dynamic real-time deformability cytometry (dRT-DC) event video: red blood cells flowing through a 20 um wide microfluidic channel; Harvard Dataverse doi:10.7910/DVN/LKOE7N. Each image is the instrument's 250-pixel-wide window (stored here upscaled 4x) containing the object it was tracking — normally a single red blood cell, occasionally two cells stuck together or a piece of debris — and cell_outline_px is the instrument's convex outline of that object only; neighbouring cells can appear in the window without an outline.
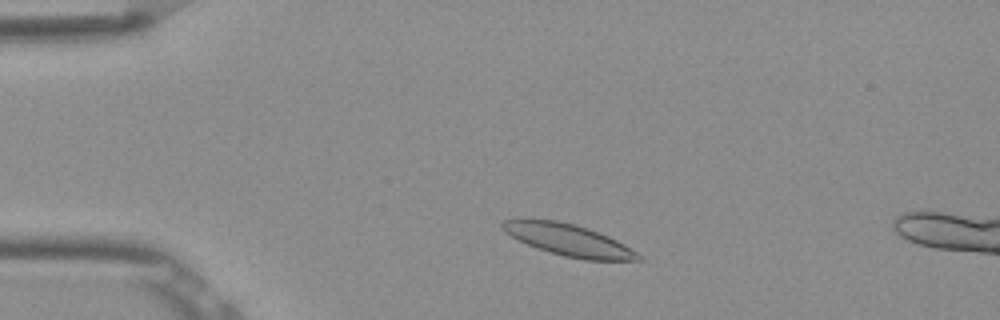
{"species": "Egyptian fruit bat (a non-hibernating species)", "species_latin": "Rousettus aegyptiacus", "temperature_condition": "room temperature", "stored_images_in_passage": 3, "camera_frame_rate_fps": 3000, "um_per_image_px": 0.085, "frame": {"image": 1, "passage_image": 1, "time_ms": 0.0, "image_size_px": [1000, 320], "cell_outline_px": [[644, 260], [584, 260], [564, 256], [536, 248], [504, 232], [500, 228], [500, 224], [504, 220], [556, 220], [588, 228], [608, 236], [624, 244], [644, 256]], "centroid_in_image_um": [48.37, 20.42], "position_along_channel_um": 36.6, "area_um2": 24.85}}